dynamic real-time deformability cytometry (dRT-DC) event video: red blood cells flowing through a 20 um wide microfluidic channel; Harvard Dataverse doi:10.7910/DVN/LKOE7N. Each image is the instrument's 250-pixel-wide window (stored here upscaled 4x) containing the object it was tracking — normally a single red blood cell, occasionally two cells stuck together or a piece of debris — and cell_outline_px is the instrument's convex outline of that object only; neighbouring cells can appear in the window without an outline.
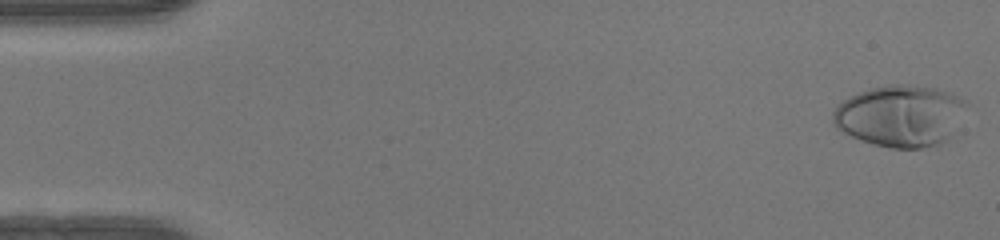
{"species": "human", "species_latin": "Homo sapiens", "temperature_condition": "warm", "stored_images_in_passage": 50, "camera_frame_rate_fps": 3000, "um_per_image_px": 0.085, "donor": {"sex": "female"}, "frame": {"image": 1, "passage_image": 1, "time_ms": 0.0, "image_size_px": [1000, 240], "cell_outline_px": [[968, 104], [948, 140], [940, 144], [920, 148], [892, 148], [872, 144], [860, 140], [836, 128], [832, 120], [832, 112], [844, 100], [860, 92], [872, 88], [892, 84], [904, 84], [936, 88], [948, 92], [968, 100]], "centroid_in_image_um": [76.54, 9.85], "position_along_channel_um": 8.5, "area_um2": 47.74}}
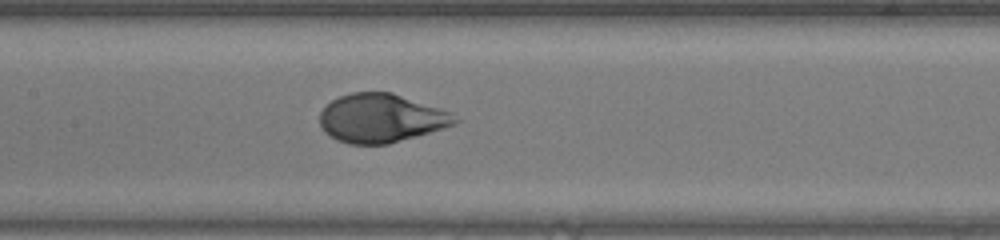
{"frame": {"image": 2, "passage_image": 24, "time_ms": 7.667, "image_size_px": [1000, 240], "cell_outline_px": [[460, 120], [456, 124], [444, 128], [388, 144], [348, 144], [336, 140], [324, 132], [320, 124], [320, 112], [332, 100], [340, 96], [352, 92], [392, 92], [452, 112]], "centroid_in_image_um": [32.4, 10.05], "position_along_channel_um": 175.0, "area_um2": 38.38}}
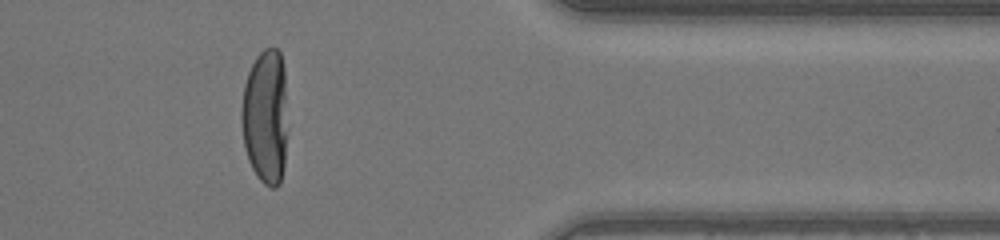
{"frame": {"image": 3, "passage_image": 41, "time_ms": 13.333, "image_size_px": [1000, 240], "cell_outline_px": [[288, 128], [284, 168], [280, 184], [276, 188], [272, 188], [264, 184], [256, 176], [248, 160], [244, 148], [240, 120], [240, 112], [244, 84], [248, 72], [256, 56], [264, 48], [272, 44], [280, 52], [284, 68]], "centroid_in_image_um": [22.57, 9.92], "position_along_channel_um": 388.8, "area_um2": 37.57}, "authors_computed_cell_mechanics": {"area_um2": 39.593, "velocity_mm_per_s": 4.1432, "shape_relaxation_time_tau1_ms": 3.6368, "shape_relaxation_time_tau2_ms": null, "deformation_change_tau1": 0.2496, "deformation_change_tau2": null}}